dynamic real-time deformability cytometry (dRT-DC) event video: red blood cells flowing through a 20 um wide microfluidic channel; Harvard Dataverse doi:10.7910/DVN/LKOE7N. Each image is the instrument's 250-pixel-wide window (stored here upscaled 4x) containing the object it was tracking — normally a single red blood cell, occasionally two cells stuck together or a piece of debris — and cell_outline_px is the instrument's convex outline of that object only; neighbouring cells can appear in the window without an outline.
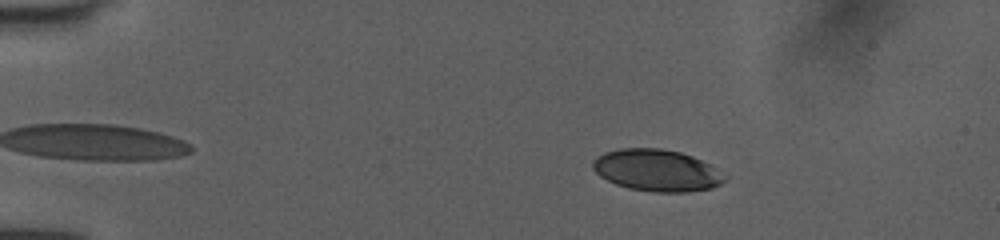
{"species": "human", "species_latin": "Homo sapiens", "temperature_condition": "room temperature", "stored_images_in_passage": 47, "camera_frame_rate_fps": 3000, "um_per_image_px": 0.085, "donor": {"sex": "female"}, "frame": {"image": 1, "passage_image": 5, "time_ms": 1.333, "image_size_px": [1000, 240], "cell_outline_px": [[728, 180], [712, 188], [688, 192], [656, 192], [628, 188], [616, 184], [600, 176], [592, 168], [592, 160], [596, 156], [604, 152], [620, 148], [660, 148], [680, 152], [692, 156], [712, 164], [728, 176]], "centroid_in_image_um": [55.86, 14.47], "position_along_channel_um": 29.1, "area_um2": 32.54}}
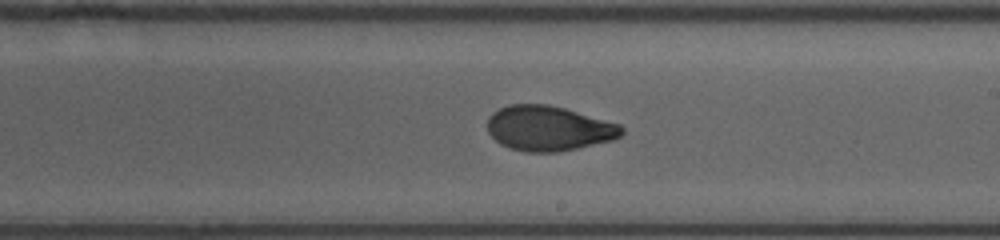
{"frame": {"image": 2, "passage_image": 27, "time_ms": 8.667, "image_size_px": [1000, 240], "cell_outline_px": [[624, 132], [616, 140], [560, 152], [524, 152], [508, 148], [500, 144], [488, 132], [488, 116], [492, 112], [508, 104], [548, 104], [564, 108], [620, 124], [624, 128]], "centroid_in_image_um": [46.65, 10.92], "position_along_channel_um": 242.4, "area_um2": 35.55}}
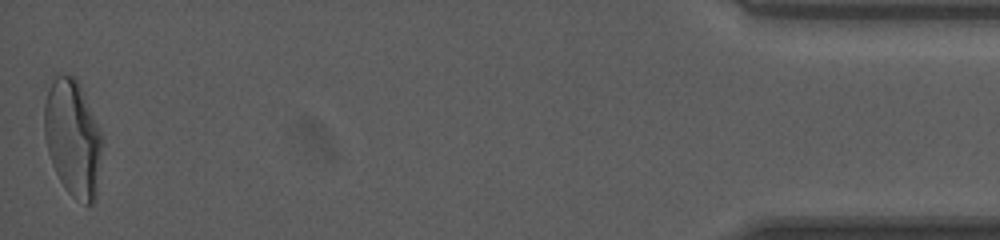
{"frame": {"image": 3, "passage_image": 47, "time_ms": 15.333, "image_size_px": [1000, 240], "cell_outline_px": [[104, 140], [96, 200], [92, 204], [84, 204], [72, 196], [64, 188], [52, 164], [48, 152], [44, 136], [44, 104], [52, 80], [56, 76], [72, 76], [76, 80], [100, 128]], "centroid_in_image_um": [6.22, 11.82], "position_along_channel_um": 429.0, "area_um2": 39.36}, "authors_computed_cell_mechanics": {"area_um2": 35.547, "velocity_mm_per_s": 4.0417, "shape_relaxation_time_tau1_ms": 4.9172, "shape_relaxation_time_tau2_ms": 1.2198, "deformation_change_tau1": 0.1905, "deformation_change_tau2": 0.0611}}